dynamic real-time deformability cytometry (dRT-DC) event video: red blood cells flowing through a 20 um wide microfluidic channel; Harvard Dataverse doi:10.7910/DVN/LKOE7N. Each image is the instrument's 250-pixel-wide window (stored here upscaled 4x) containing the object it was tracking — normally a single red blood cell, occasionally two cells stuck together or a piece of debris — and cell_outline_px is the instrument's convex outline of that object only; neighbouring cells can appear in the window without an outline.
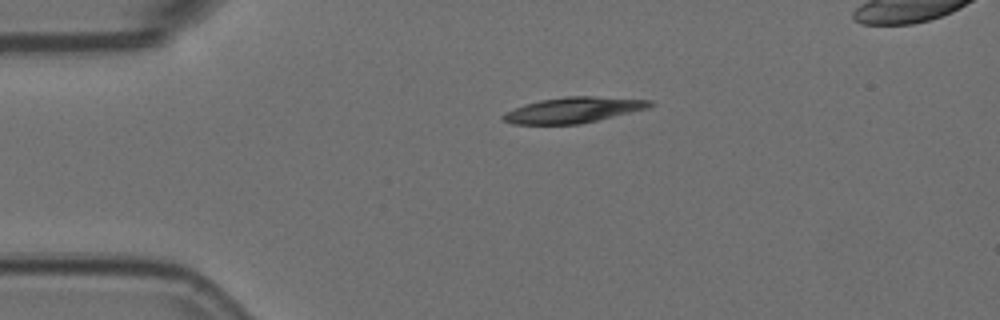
{"species": "Egyptian fruit bat (a non-hibernating species)", "species_latin": "Rousettus aegyptiacus", "temperature_condition": "room temperature", "stored_images_in_passage": 43, "camera_frame_rate_fps": 3000, "um_per_image_px": 0.085, "animal": {"sex": "female"}, "frame": {"image": 1, "passage_image": 1, "time_ms": 0.0, "image_size_px": [1000, 320], "cell_outline_px": [[656, 104], [648, 108], [580, 124], [512, 124], [500, 120], [500, 116], [504, 112], [524, 104], [540, 100], [568, 96], [592, 96], [652, 100]], "centroid_in_image_um": [48.69, 9.35], "position_along_channel_um": 36.3, "area_um2": 22.02}}
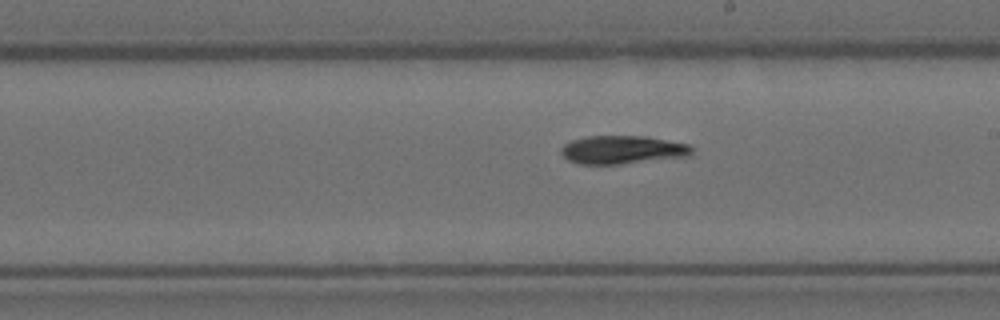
{"frame": {"image": 2, "passage_image": 20, "time_ms": 6.333, "image_size_px": [1000, 320], "cell_outline_px": [[692, 152], [688, 156], [620, 164], [580, 164], [568, 160], [560, 152], [560, 148], [564, 144], [572, 140], [588, 136], [648, 136], [688, 144], [692, 148]], "centroid_in_image_um": [52.88, 12.72], "position_along_channel_um": 236.1, "area_um2": 21.5}}
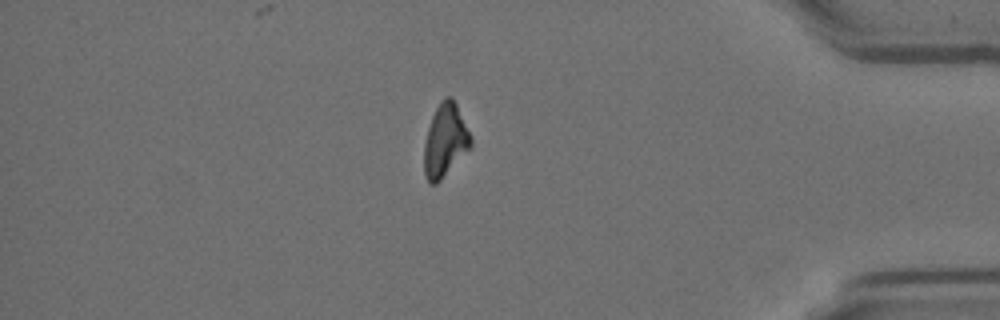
{"frame": {"image": 3, "passage_image": 36, "time_ms": 11.667, "image_size_px": [1000, 320], "cell_outline_px": [[472, 148], [436, 184], [428, 184], [424, 176], [424, 144], [428, 128], [432, 116], [440, 100], [444, 96], [452, 96], [472, 136]], "centroid_in_image_um": [37.85, 11.95], "position_along_channel_um": 397.4, "area_um2": 20.17}, "authors_computed_cell_mechanics": {"area_um2": 21.5594, "velocity_mm_per_s": 3.6855, "shape_relaxation_time_tau1_ms": 7.0721, "shape_relaxation_time_tau2_ms": null, "deformation_change_tau1": 0.1973, "deformation_change_tau2": null}}